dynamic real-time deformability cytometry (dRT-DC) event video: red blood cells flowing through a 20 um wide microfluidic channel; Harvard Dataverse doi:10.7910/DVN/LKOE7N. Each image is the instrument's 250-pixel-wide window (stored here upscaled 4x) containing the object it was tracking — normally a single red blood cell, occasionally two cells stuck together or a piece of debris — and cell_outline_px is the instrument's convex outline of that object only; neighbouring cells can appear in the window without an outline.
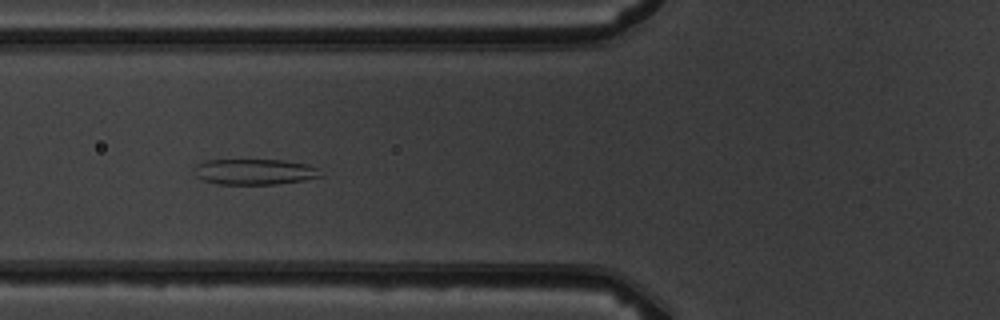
{"species": "common noctule bat (a hibernating species)", "species_latin": "Nyctalus noctula", "temperature_condition": "warm", "stored_images_in_passage": 9, "camera_frame_rate_fps": 3000, "um_per_image_px": 0.085, "animal": {"sex": "male", "body_mass_g": 19.5, "forearm_length_mm": 54.6}, "frame": {"image": 1, "passage_image": 6, "time_ms": 5.667, "image_size_px": [1000, 320], "cell_outline_px": [[320, 176], [304, 180], [276, 184], [216, 184], [204, 180], [196, 176], [192, 168], [196, 164], [204, 160], [284, 160], [308, 164], [316, 168]], "centroid_in_image_um": [21.56, 14.59], "position_along_channel_um": 104.2, "area_um2": 18.9}}
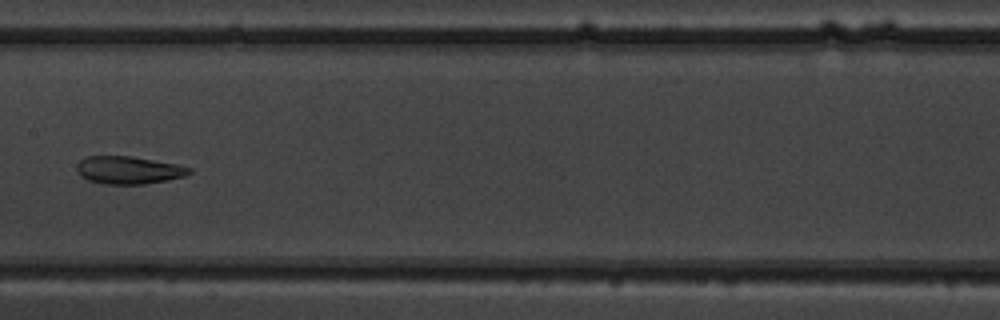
{"frame": {"image": 2, "passage_image": 8, "time_ms": 8.0, "image_size_px": [1000, 320], "cell_outline_px": [[192, 172], [184, 176], [144, 184], [104, 184], [88, 180], [80, 176], [76, 168], [76, 164], [80, 160], [88, 156], [132, 156], [176, 164], [192, 168]], "centroid_in_image_um": [10.9, 14.45], "position_along_channel_um": 196.5, "area_um2": 18.09}}
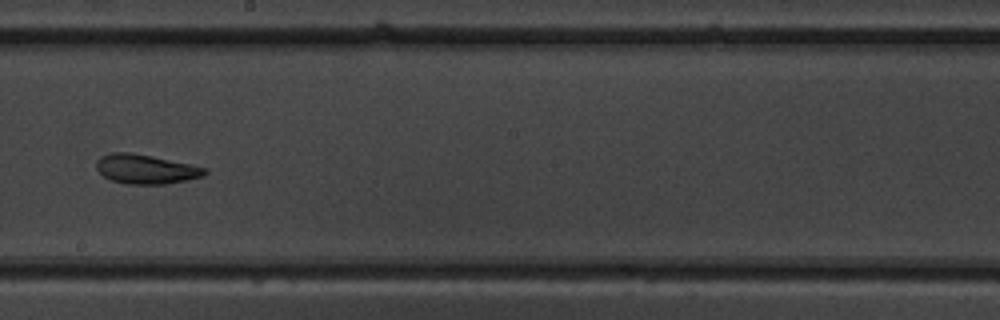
{"frame": {"image": 3, "passage_image": 9, "time_ms": 9.0, "image_size_px": [1000, 320], "cell_outline_px": [[208, 172], [204, 176], [164, 184], [128, 184], [112, 180], [104, 176], [96, 168], [96, 160], [100, 156], [112, 152], [128, 152], [152, 156], [192, 164], [208, 168]], "centroid_in_image_um": [12.41, 14.36], "position_along_channel_um": 235.8, "area_um2": 18.55}}